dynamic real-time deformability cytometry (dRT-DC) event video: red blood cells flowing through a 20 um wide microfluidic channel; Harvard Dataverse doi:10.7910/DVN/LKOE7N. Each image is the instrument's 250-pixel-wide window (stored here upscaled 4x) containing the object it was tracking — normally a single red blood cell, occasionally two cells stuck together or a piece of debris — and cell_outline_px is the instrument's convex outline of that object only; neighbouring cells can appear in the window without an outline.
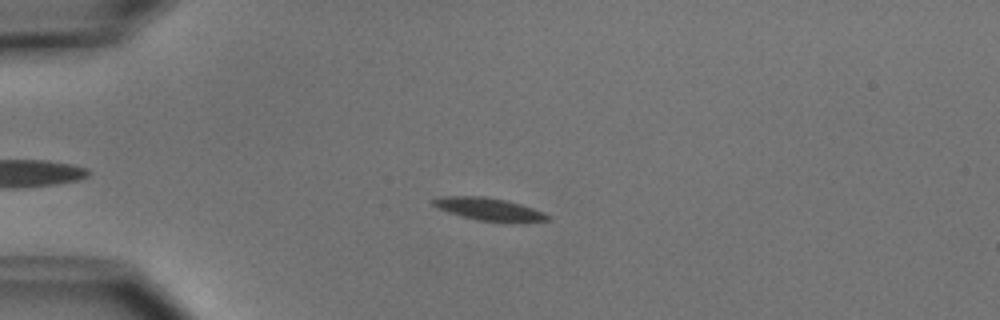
{"species": "common noctule bat (a hibernating species)", "species_latin": "Nyctalus noctula", "temperature_condition": "cold", "stored_images_in_passage": 55, "camera_frame_rate_fps": 3000, "um_per_image_px": 0.085, "animal": {"sex": "male", "body_mass_g": 15.6}, "frame": {"image": 1, "passage_image": 15, "time_ms": 4.667, "image_size_px": [1000, 320], "cell_outline_px": [[552, 216], [548, 220], [476, 220], [460, 216], [448, 212], [432, 204], [428, 200], [440, 196], [484, 196], [504, 200], [520, 204], [544, 212]], "centroid_in_image_um": [41.44, 17.73], "position_along_channel_um": 43.6, "area_um2": 14.51}}
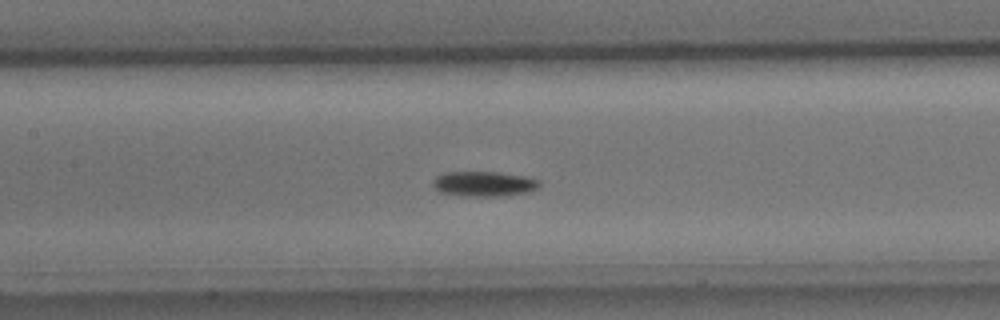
{"frame": {"image": 2, "passage_image": 27, "time_ms": 8.667, "image_size_px": [1000, 320], "cell_outline_px": [[540, 184], [536, 188], [528, 192], [508, 196], [460, 196], [440, 192], [432, 184], [432, 180], [440, 172], [500, 172], [524, 176], [540, 180]], "centroid_in_image_um": [41.11, 15.63], "position_along_channel_um": 166.3, "area_um2": 15.78}}
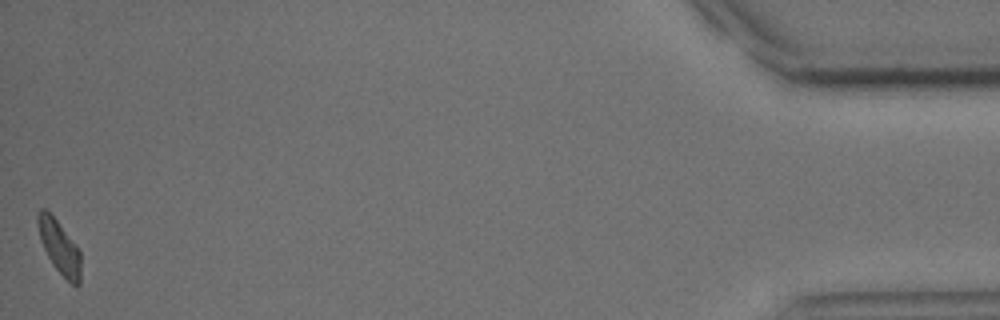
{"frame": {"image": 3, "passage_image": 55, "time_ms": 18.0, "image_size_px": [1000, 320], "cell_outline_px": [[80, 284], [76, 288], [52, 264], [40, 240], [36, 220], [36, 216], [40, 208], [44, 208], [56, 220], [80, 248]], "centroid_in_image_um": [5.05, 20.99], "position_along_channel_um": 430.2, "area_um2": 13.35}, "authors_computed_cell_mechanics": {"area_um2": 14.3922, "velocity_mm_per_s": 3.7585, "shape_relaxation_time_tau1_ms": 1.9809, "shape_relaxation_time_tau2_ms": null, "deformation_change_tau1": 0.1068, "deformation_change_tau2": null}}